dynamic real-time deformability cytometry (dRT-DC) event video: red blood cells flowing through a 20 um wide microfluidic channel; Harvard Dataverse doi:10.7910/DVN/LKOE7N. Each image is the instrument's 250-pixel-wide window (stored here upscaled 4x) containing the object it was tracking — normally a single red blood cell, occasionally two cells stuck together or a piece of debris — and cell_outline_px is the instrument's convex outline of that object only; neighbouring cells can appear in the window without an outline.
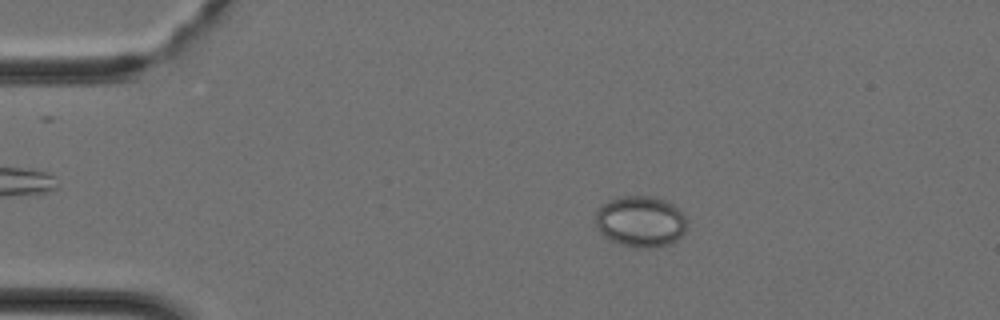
{"species": "Egyptian fruit bat (a non-hibernating species)", "species_latin": "Rousettus aegyptiacus", "temperature_condition": "cold", "stored_images_in_passage": 38, "camera_frame_rate_fps": 3000, "um_per_image_px": 0.085, "animal": {"sex": "female"}, "frame": {"image": 1, "passage_image": 7, "time_ms": 2.0, "image_size_px": [1000, 320], "cell_outline_px": [[688, 220], [684, 232], [676, 240], [668, 244], [648, 248], [636, 248], [620, 244], [604, 236], [600, 232], [596, 224], [596, 212], [608, 200], [620, 196], [652, 196], [668, 200]], "centroid_in_image_um": [54.45, 18.82], "position_along_channel_um": 30.5, "area_um2": 27.17}}
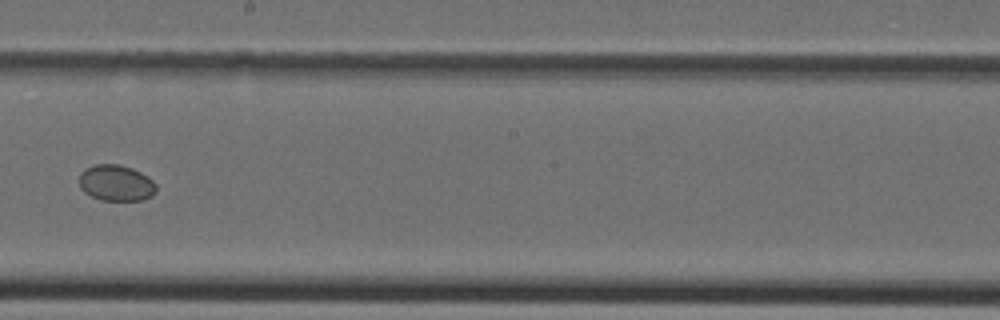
{"frame": {"image": 2, "passage_image": 22, "time_ms": 7.0, "image_size_px": [1000, 320], "cell_outline_px": [[156, 192], [152, 196], [144, 200], [100, 200], [84, 192], [80, 188], [80, 172], [84, 168], [96, 164], [120, 164], [132, 168], [140, 172], [152, 180], [156, 184]], "centroid_in_image_um": [9.87, 15.55], "position_along_channel_um": 238.3, "area_um2": 16.3}}
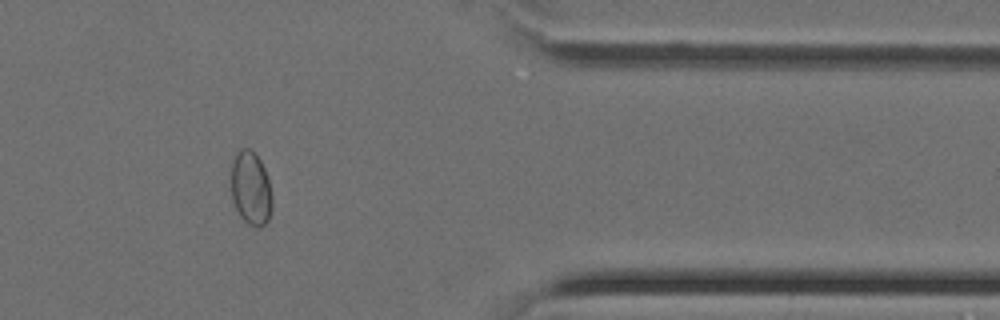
{"frame": {"image": 3, "passage_image": 32, "time_ms": 10.333, "image_size_px": [1000, 320], "cell_outline_px": [[272, 208], [268, 220], [260, 228], [256, 228], [248, 224], [240, 216], [232, 200], [232, 160], [236, 152], [240, 148], [252, 148], [256, 152], [264, 168], [268, 180], [272, 196]], "centroid_in_image_um": [21.32, 15.99], "position_along_channel_um": 390.1, "area_um2": 17.8}}